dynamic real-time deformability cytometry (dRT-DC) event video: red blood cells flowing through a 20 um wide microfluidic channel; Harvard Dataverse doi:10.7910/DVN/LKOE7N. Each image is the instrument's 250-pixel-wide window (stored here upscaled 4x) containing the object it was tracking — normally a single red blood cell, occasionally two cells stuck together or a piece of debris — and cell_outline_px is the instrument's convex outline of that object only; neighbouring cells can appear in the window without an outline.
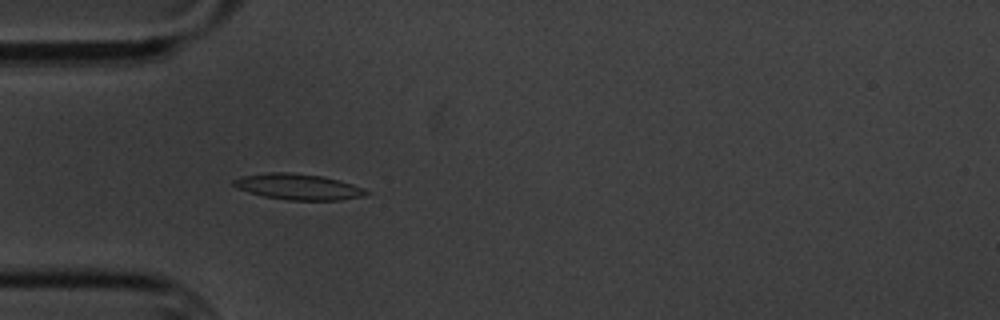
{"species": "common noctule bat (a hibernating species)", "species_latin": "Nyctalus noctula", "temperature_condition": "cold", "stored_images_in_passage": 3, "camera_frame_rate_fps": 3000, "um_per_image_px": 0.085, "animal": {"sex": "male", "body_mass_g": 20.1, "forearm_length_mm": 53.5}, "frame": {"image": 1, "passage_image": 2, "time_ms": 1.333, "image_size_px": [1000, 320], "cell_outline_px": [[372, 192], [364, 196], [340, 200], [288, 200], [264, 196], [248, 192], [236, 188], [232, 184], [232, 180], [240, 176], [268, 172], [288, 172], [324, 176], [340, 180], [364, 188]], "centroid_in_image_um": [25.35, 15.87], "position_along_channel_um": 59.7, "area_um2": 20.23}}
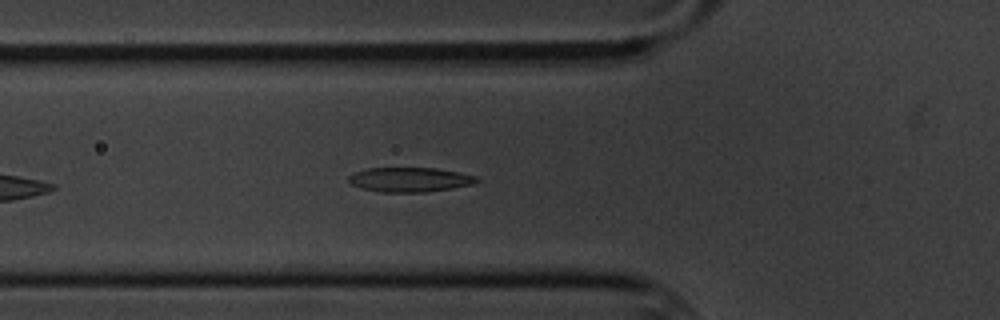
{"frame": {"image": 2, "passage_image": 3, "time_ms": 2.333, "image_size_px": [1000, 320], "cell_outline_px": [[480, 180], [472, 184], [452, 188], [424, 192], [384, 192], [364, 188], [352, 184], [348, 180], [348, 176], [356, 172], [368, 168], [436, 168], [460, 172], [476, 176]], "centroid_in_image_um": [34.87, 15.26], "position_along_channel_um": 90.9, "area_um2": 18.09}}